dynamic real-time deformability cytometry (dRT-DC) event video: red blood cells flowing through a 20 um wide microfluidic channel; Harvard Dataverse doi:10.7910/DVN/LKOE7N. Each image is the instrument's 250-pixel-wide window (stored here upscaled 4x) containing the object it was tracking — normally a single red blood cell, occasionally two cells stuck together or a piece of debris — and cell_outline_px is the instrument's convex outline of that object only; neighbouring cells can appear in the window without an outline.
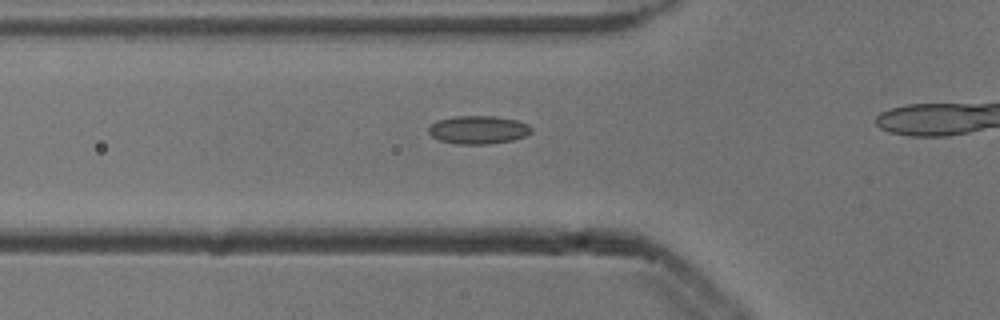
{"species": "common noctule bat (a hibernating species)", "species_latin": "Nyctalus noctula", "temperature_condition": "cold", "stored_images_in_passage": 6, "camera_frame_rate_fps": 3000, "um_per_image_px": 0.085, "animal": {"sex": "male", "body_mass_g": 13.3}, "frame": {"image": 1, "passage_image": 3, "time_ms": 0.667, "image_size_px": [1000, 320], "cell_outline_px": [[532, 132], [524, 136], [512, 140], [488, 144], [456, 144], [440, 140], [432, 136], [428, 132], [428, 128], [436, 120], [452, 116], [496, 116], [516, 120], [528, 124], [532, 128]], "centroid_in_image_um": [40.64, 11.02], "position_along_channel_um": 85.2, "area_um2": 16.94}}